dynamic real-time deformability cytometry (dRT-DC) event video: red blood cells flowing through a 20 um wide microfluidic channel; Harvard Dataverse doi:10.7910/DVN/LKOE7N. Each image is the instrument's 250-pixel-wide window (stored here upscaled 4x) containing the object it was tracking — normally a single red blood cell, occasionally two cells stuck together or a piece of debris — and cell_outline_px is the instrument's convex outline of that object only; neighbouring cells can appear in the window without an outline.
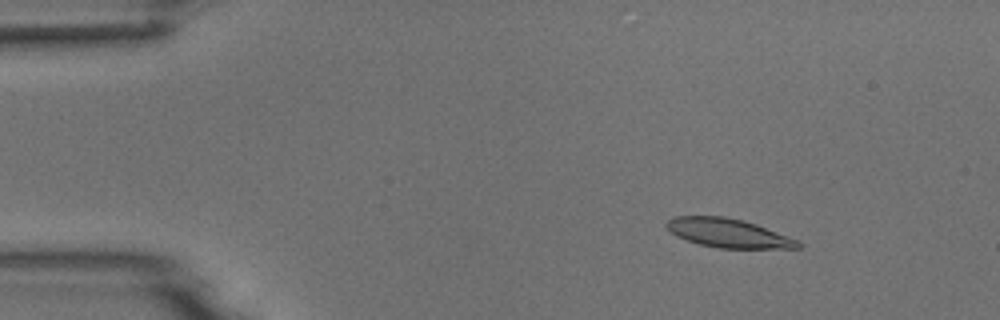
{"species": "common noctule bat (a hibernating species)", "species_latin": "Nyctalus noctula", "temperature_condition": "room temperature", "stored_images_in_passage": 4, "camera_frame_rate_fps": 3000, "um_per_image_px": 0.085, "animal": {"sex": "male", "body_mass_g": 18.8}, "frame": {"image": 1, "passage_image": 2, "time_ms": 1.0, "image_size_px": [1000, 320], "cell_outline_px": [[804, 244], [800, 248], [716, 248], [700, 244], [676, 236], [664, 224], [672, 216], [724, 216], [744, 220], [756, 224], [800, 240]], "centroid_in_image_um": [61.94, 19.81], "position_along_channel_um": 23.1, "area_um2": 22.25}}